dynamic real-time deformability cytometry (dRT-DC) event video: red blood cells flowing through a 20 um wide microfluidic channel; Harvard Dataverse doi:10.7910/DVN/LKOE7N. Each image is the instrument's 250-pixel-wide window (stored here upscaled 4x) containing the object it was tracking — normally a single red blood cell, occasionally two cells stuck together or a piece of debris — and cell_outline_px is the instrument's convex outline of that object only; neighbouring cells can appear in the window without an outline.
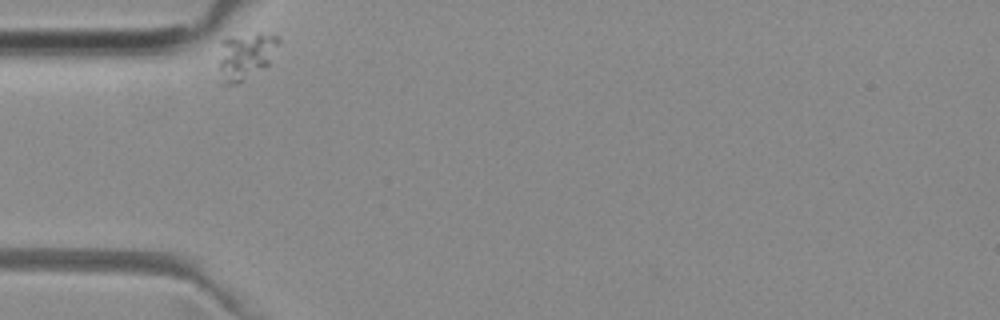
{"species": "common noctule bat (a hibernating species)", "species_latin": "Nyctalus noctula", "temperature_condition": "room temperature", "stored_images_in_passage": 30, "camera_frame_rate_fps": 3000, "um_per_image_px": 0.085, "animal": {"sex": "female", "body_mass_g": 29.2, "forearm_length_mm": 56.3}, "frame": {"image": 1, "passage_image": 1, "time_ms": 0.0, "image_size_px": [1000, 320], "cell_outline_px": [[280, 44], [268, 64], [244, 80], [236, 84], [220, 84], [220, 40], [228, 36], [256, 32], [276, 36], [280, 40]], "centroid_in_image_um": [20.85, 4.72], "position_along_channel_um": 64.1, "area_um2": 16.53}}
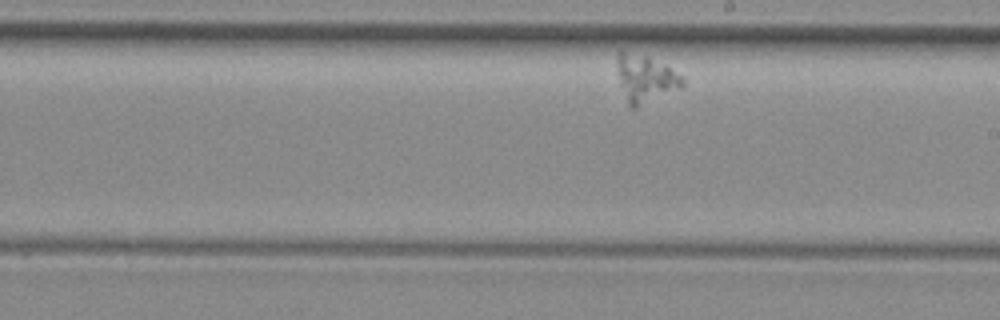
{"frame": {"image": 2, "passage_image": 18, "time_ms": 5.667, "image_size_px": [1000, 320], "cell_outline_px": [[684, 88], [636, 108], [632, 108], [628, 104], [620, 84], [616, 60], [616, 56], [620, 52], [624, 52], [648, 56], [684, 76]], "centroid_in_image_um": [54.9, 6.71], "position_along_channel_um": 234.1, "area_um2": 18.09}}
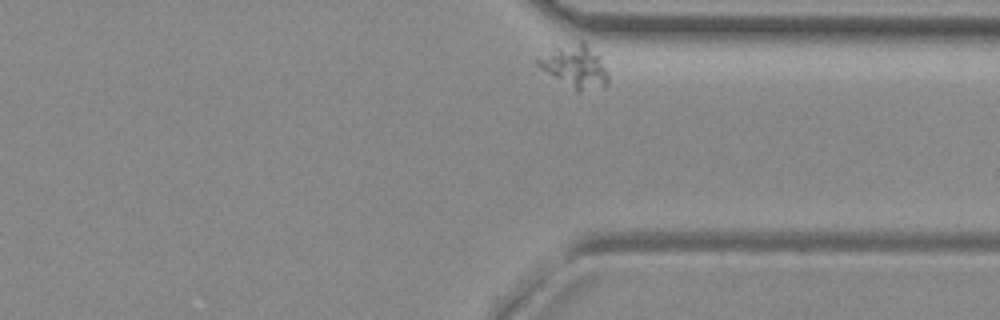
{"frame": {"image": 3, "passage_image": 30, "time_ms": 9.667, "image_size_px": [1000, 320], "cell_outline_px": [[608, 84], [604, 88], [580, 92], [576, 92], [536, 64], [536, 60], [552, 48], [580, 40], [584, 40], [600, 56], [608, 72]], "centroid_in_image_um": [48.94, 5.64], "position_along_channel_um": 362.5, "area_um2": 17.74}}